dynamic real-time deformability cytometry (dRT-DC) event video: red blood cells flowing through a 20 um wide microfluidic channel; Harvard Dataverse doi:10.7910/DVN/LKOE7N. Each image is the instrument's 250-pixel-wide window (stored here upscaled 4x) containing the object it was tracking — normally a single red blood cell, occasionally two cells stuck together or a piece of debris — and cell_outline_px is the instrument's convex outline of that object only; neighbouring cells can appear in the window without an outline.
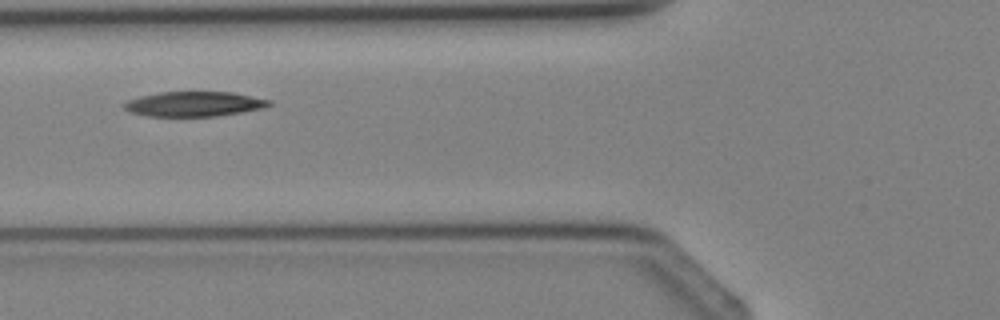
{"species": "Egyptian fruit bat (a non-hibernating species)", "species_latin": "Rousettus aegyptiacus", "temperature_condition": "cold", "stored_images_in_passage": 4, "camera_frame_rate_fps": 3000, "um_per_image_px": 0.085, "animal": {"sex": "female"}, "frame": {"image": 1, "passage_image": 4, "time_ms": 4.333, "image_size_px": [1000, 320], "cell_outline_px": [[272, 104], [264, 108], [216, 116], [148, 116], [132, 112], [124, 108], [120, 104], [128, 100], [140, 96], [160, 92], [232, 92], [272, 100]], "centroid_in_image_um": [16.5, 8.83], "position_along_channel_um": 109.3, "area_um2": 20.98}}